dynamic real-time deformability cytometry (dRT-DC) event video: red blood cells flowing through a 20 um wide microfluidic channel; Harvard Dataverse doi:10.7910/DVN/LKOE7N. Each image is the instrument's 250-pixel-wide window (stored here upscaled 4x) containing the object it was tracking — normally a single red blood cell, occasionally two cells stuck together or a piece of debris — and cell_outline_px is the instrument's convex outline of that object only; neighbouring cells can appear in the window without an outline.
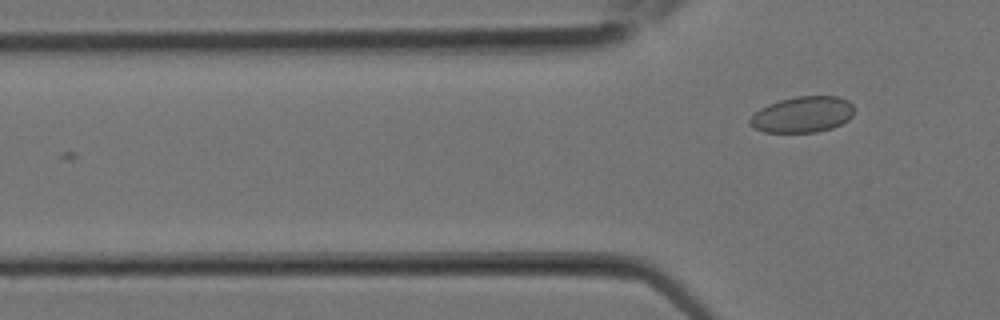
{"species": "Egyptian fruit bat (a non-hibernating species)", "species_latin": "Rousettus aegyptiacus", "temperature_condition": "room temperature", "stored_images_in_passage": 4, "camera_frame_rate_fps": 3000, "um_per_image_px": 0.085, "animal": {"sex": "female"}, "frame": {"image": 1, "passage_image": 4, "time_ms": 1.0, "image_size_px": [1000, 320], "cell_outline_px": [[852, 116], [848, 120], [832, 128], [816, 132], [764, 132], [752, 128], [748, 124], [748, 120], [760, 108], [768, 104], [780, 100], [796, 96], [840, 96], [848, 100], [852, 104]], "centroid_in_image_um": [68.19, 9.73], "position_along_channel_um": 57.6, "area_um2": 21.96}}